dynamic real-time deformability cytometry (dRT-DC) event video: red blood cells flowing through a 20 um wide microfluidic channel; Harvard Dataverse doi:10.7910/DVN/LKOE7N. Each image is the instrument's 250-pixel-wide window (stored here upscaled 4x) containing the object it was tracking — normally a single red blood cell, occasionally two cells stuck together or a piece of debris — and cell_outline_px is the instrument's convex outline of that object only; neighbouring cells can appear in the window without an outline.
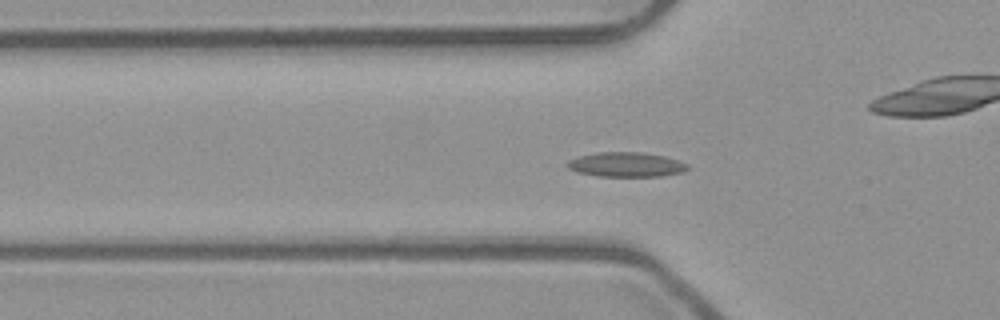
{"species": "common noctule bat (a hibernating species)", "species_latin": "Nyctalus noctula", "temperature_condition": "room temperature", "stored_images_in_passage": 55, "camera_frame_rate_fps": 3000, "um_per_image_px": 0.085, "animal": {"sex": "male", "body_mass_g": 23.1, "forearm_length_mm": 52.7}, "frame": {"image": 1, "passage_image": 19, "time_ms": 6.0, "image_size_px": [1000, 320], "cell_outline_px": [[688, 168], [684, 172], [660, 176], [596, 176], [576, 172], [568, 168], [564, 164], [568, 160], [580, 156], [596, 152], [644, 152], [664, 156], [688, 164]], "centroid_in_image_um": [53.18, 13.99], "position_along_channel_um": 72.6, "area_um2": 17.34}}
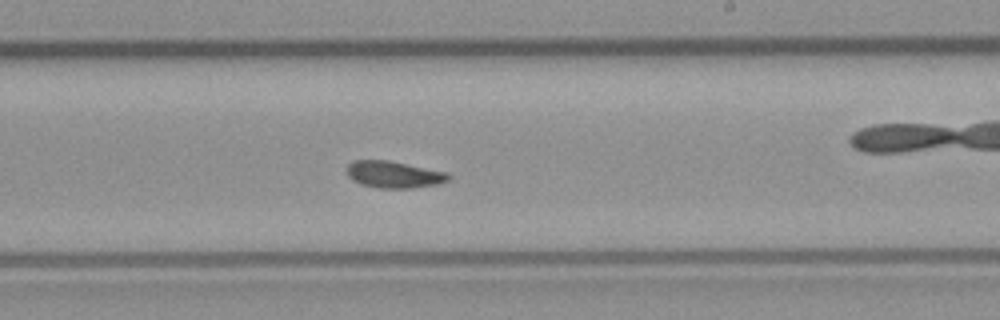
{"frame": {"image": 2, "passage_image": 33, "time_ms": 10.667, "image_size_px": [1000, 320], "cell_outline_px": [[452, 176], [448, 180], [440, 184], [412, 188], [376, 188], [360, 184], [352, 180], [348, 176], [348, 164], [352, 160], [388, 160], [448, 172]], "centroid_in_image_um": [33.5, 14.84], "position_along_channel_um": 255.5, "area_um2": 16.07}}
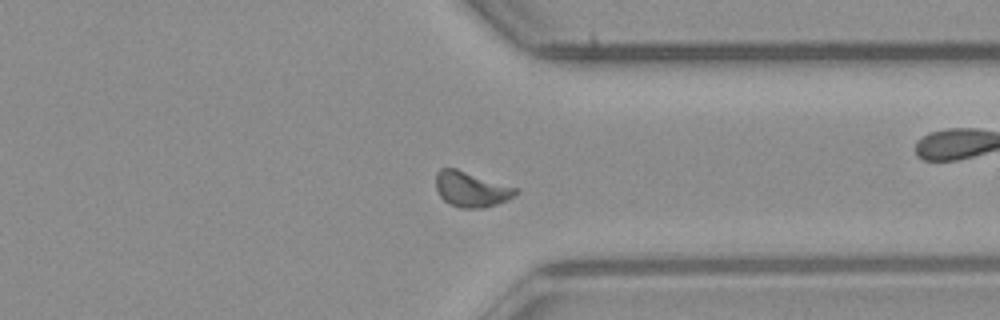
{"frame": {"image": 3, "passage_image": 42, "time_ms": 13.667, "image_size_px": [1000, 320], "cell_outline_px": [[520, 192], [508, 200], [484, 208], [460, 208], [448, 204], [440, 196], [436, 188], [436, 172], [440, 168], [456, 168], [520, 188]], "centroid_in_image_um": [40.08, 16.08], "position_along_channel_um": 371.3, "area_um2": 16.76}, "authors_computed_cell_mechanics": {"area_um2": 16.184, "velocity_mm_per_s": 3.9044, "shape_relaxation_time_tau1_ms": null, "shape_relaxation_time_tau2_ms": 5.1562, "deformation_change_tau1": null, "deformation_change_tau2": 0.0767}}